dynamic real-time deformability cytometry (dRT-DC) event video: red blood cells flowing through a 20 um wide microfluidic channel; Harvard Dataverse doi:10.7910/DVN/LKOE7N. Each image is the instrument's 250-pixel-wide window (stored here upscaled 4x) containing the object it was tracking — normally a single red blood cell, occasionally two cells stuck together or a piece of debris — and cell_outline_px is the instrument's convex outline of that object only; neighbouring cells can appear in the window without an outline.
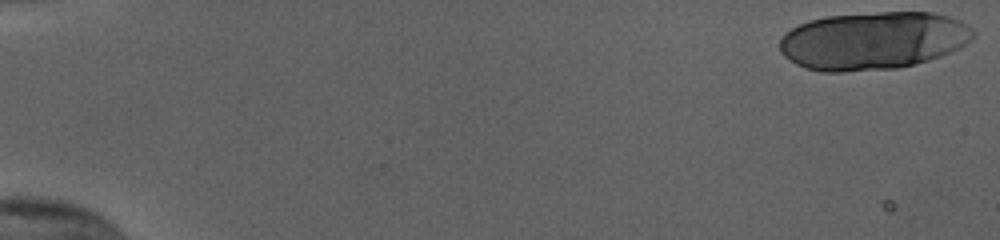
{"species": "human", "species_latin": "Homo sapiens", "temperature_condition": "cold", "stored_images_in_passage": 22, "camera_frame_rate_fps": 3000, "um_per_image_px": 0.085, "donor": {"sex": "female"}, "frame": {"image": 1, "passage_image": 1, "time_ms": 0.0, "image_size_px": [1000, 240], "cell_outline_px": [[976, 36], [972, 40], [940, 56], [928, 60], [900, 68], [840, 72], [820, 72], [804, 68], [796, 64], [784, 56], [780, 52], [780, 40], [792, 28], [808, 20], [828, 16], [880, 12], [932, 12], [948, 16], [960, 20], [972, 28], [976, 32]], "centroid_in_image_um": [74.22, 3.46], "position_along_channel_um": 10.8, "area_um2": 65.37}}